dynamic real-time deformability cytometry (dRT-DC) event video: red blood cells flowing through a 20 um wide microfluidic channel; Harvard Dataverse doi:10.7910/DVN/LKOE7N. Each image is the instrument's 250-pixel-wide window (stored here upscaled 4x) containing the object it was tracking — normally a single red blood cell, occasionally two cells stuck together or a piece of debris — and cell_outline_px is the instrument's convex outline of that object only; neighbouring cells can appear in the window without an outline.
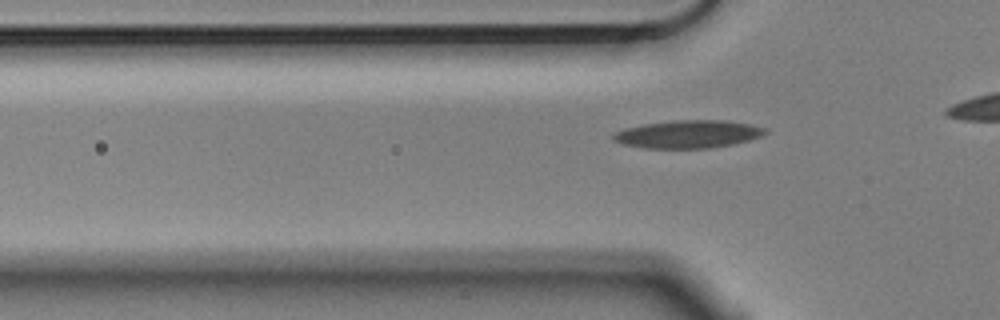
{"species": "Egyptian fruit bat (a non-hibernating species)", "species_latin": "Rousettus aegyptiacus", "temperature_condition": "cold", "stored_images_in_passage": 8, "segment_of_instrument_passage": [2, 2], "camera_frame_rate_fps": 3000, "um_per_image_px": 0.085, "animal": {"sex": "male"}, "frame": {"image": 1, "passage_image": 8, "time_ms": 2.333, "image_size_px": [1000, 320], "cell_outline_px": [[768, 132], [760, 136], [748, 140], [732, 144], [712, 148], [640, 148], [620, 144], [612, 140], [612, 136], [616, 132], [624, 128], [644, 124], [672, 120], [724, 120], [748, 124], [764, 128]], "centroid_in_image_um": [58.42, 11.41], "position_along_channel_um": 67.4, "area_um2": 24.68}}